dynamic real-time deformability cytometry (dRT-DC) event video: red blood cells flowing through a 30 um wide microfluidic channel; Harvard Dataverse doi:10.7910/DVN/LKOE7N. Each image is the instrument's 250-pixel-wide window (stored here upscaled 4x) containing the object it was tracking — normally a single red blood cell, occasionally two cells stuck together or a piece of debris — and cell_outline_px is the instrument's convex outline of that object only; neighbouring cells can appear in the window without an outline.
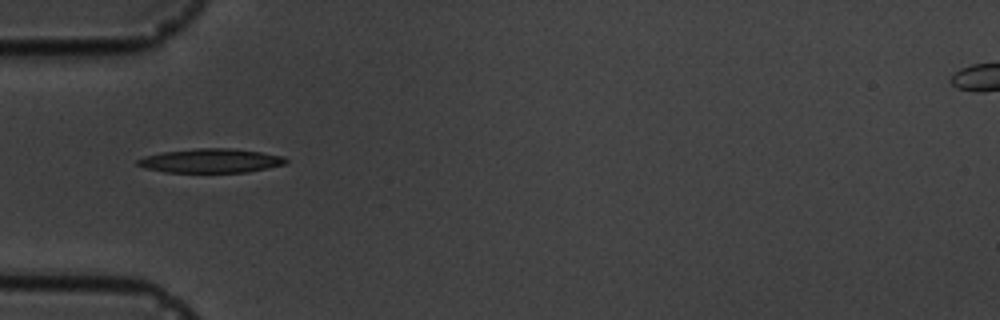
{"species": "common noctule bat (a hibernating species)", "species_latin": "Nyctalus noctula", "temperature_condition": "cold", "stored_images_in_passage": 14, "camera_frame_rate_fps": 3000, "um_per_image_px": 0.085, "animal": {"sex": "male", "body_mass_g": 19.5, "forearm_length_mm": 54.6}, "frame": {"image": 1, "passage_image": 3, "time_ms": 3.333, "image_size_px": [1000, 320], "cell_outline_px": [[288, 160], [284, 164], [248, 172], [164, 172], [144, 168], [136, 164], [136, 160], [160, 152], [196, 148], [228, 148], [260, 152], [284, 156]], "centroid_in_image_um": [17.89, 13.66], "position_along_channel_um": 67.1, "area_um2": 20.69}}
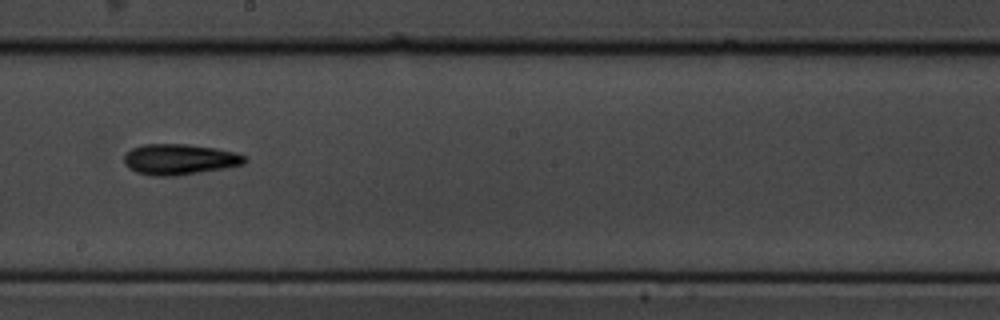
{"frame": {"image": 2, "passage_image": 7, "time_ms": 8.0, "image_size_px": [1000, 320], "cell_outline_px": [[248, 160], [244, 164], [228, 168], [176, 176], [152, 176], [136, 172], [128, 168], [124, 164], [124, 156], [132, 148], [144, 144], [184, 144], [216, 148], [236, 152], [248, 156]], "centroid_in_image_um": [15.3, 13.55], "position_along_channel_um": 232.9, "area_um2": 21.91}}
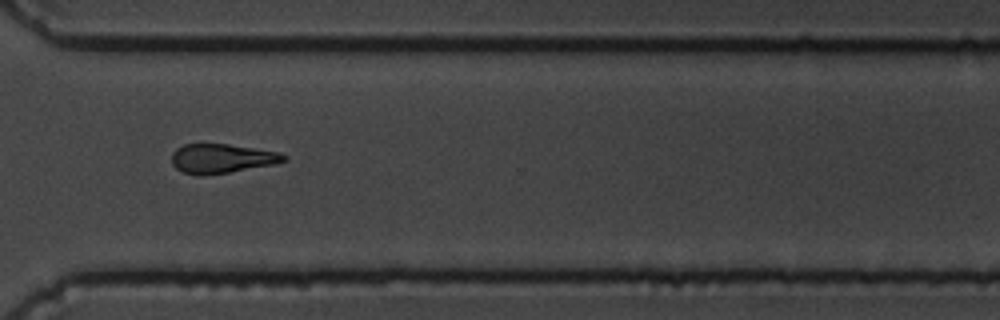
{"frame": {"image": 3, "passage_image": 10, "time_ms": 11.333, "image_size_px": [1000, 320], "cell_outline_px": [[288, 160], [276, 164], [204, 176], [200, 176], [184, 172], [176, 168], [172, 164], [172, 152], [176, 148], [184, 144], [228, 144], [276, 152], [288, 156]], "centroid_in_image_um": [18.84, 13.48], "position_along_channel_um": 351.8, "area_um2": 19.07}, "authors_computed_cell_mechanics": {"area_um2": 19.7387, "velocity_mm_per_s": 3.5747, "shape_relaxation_time_tau1_ms": 2.327, "shape_relaxation_time_tau2_ms": null, "deformation_change_tau1": 0.0873, "deformation_change_tau2": null}}